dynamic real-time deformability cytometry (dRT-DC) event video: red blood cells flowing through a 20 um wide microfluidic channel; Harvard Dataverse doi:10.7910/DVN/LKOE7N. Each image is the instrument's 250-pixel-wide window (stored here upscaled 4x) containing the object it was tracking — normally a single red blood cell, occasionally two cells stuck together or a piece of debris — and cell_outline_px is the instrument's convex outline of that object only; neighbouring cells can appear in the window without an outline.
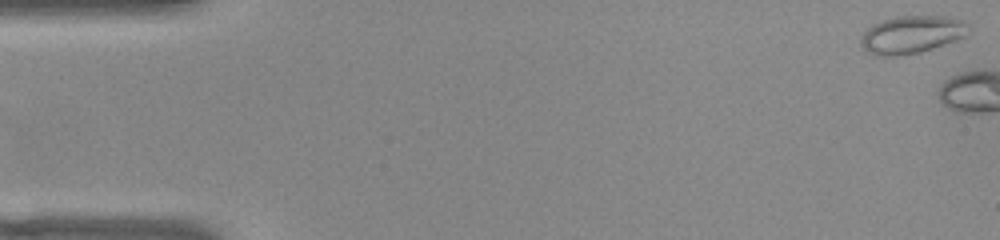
{"species": "common noctule bat (a hibernating species)", "species_latin": "Nyctalus noctula", "temperature_condition": "warm", "stored_images_in_passage": 4, "camera_frame_rate_fps": 3000, "um_per_image_px": 0.085, "animal": {"sex": "female", "body_mass_g": 22.0, "forearm_length_mm": 56.7}, "frame": {"image": 1, "passage_image": 1, "time_ms": 0.0, "image_size_px": [1000, 240], "cell_outline_px": [[972, 24], [964, 36], [956, 40], [920, 52], [896, 56], [876, 56], [864, 52], [860, 48], [860, 40], [864, 32], [872, 24], [896, 16], [948, 16], [964, 20]], "centroid_in_image_um": [77.47, 2.94], "position_along_channel_um": 7.5, "area_um2": 23.99}}